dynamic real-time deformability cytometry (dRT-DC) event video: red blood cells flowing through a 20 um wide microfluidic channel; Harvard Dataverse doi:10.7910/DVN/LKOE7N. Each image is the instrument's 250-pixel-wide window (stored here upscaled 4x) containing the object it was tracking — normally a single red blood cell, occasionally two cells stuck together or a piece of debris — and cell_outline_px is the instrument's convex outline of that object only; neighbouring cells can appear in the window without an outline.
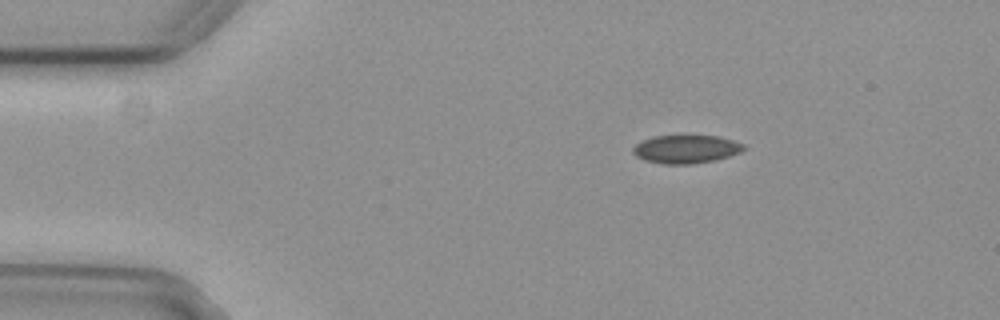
{"species": "common noctule bat (a hibernating species)", "species_latin": "Nyctalus noctula", "temperature_condition": "cold", "stored_images_in_passage": 48, "camera_frame_rate_fps": 3000, "um_per_image_px": 0.085, "animal": {"sex": "female", "body_mass_g": 29.2, "forearm_length_mm": 56.3}, "frame": {"image": 1, "passage_image": 2, "time_ms": 0.333, "image_size_px": [1000, 320], "cell_outline_px": [[748, 148], [740, 152], [728, 156], [712, 160], [692, 164], [664, 164], [644, 160], [636, 156], [632, 152], [632, 148], [636, 144], [652, 136], [720, 136], [744, 144]], "centroid_in_image_um": [58.31, 12.67], "position_along_channel_um": 26.7, "area_um2": 18.15}}
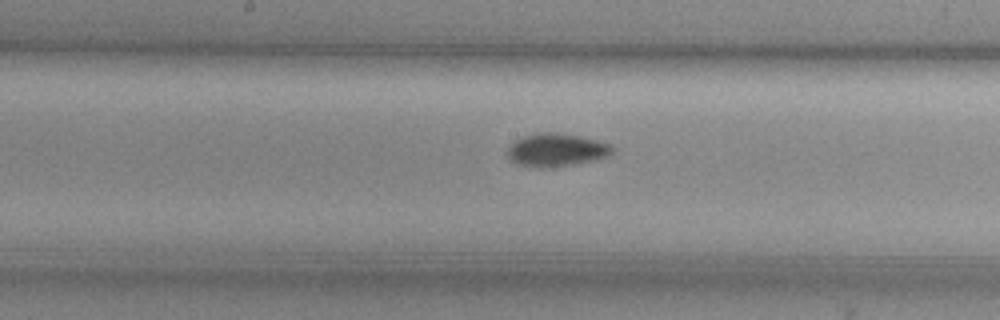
{"frame": {"image": 2, "passage_image": 21, "time_ms": 6.667, "image_size_px": [1000, 320], "cell_outline_px": [[616, 148], [608, 156], [592, 160], [568, 164], [520, 164], [512, 160], [508, 156], [508, 148], [516, 140], [524, 136], [536, 132], [556, 132], [580, 136], [612, 144]], "centroid_in_image_um": [47.36, 12.67], "position_along_channel_um": 200.8, "area_um2": 19.13}}
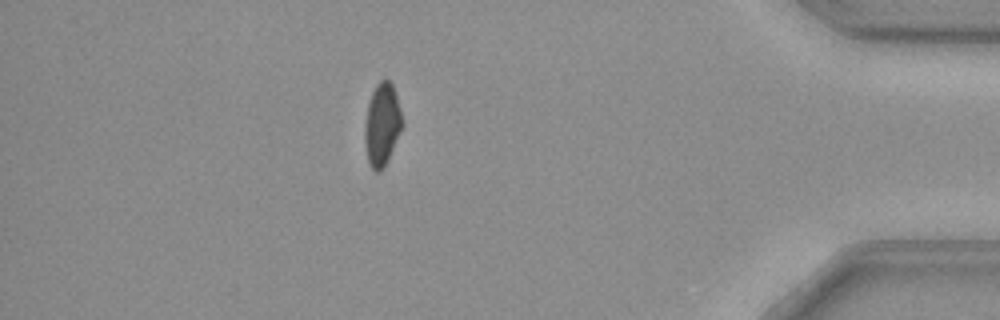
{"frame": {"image": 3, "passage_image": 41, "time_ms": 13.333, "image_size_px": [1000, 320], "cell_outline_px": [[404, 124], [384, 164], [376, 172], [372, 168], [368, 160], [364, 140], [364, 132], [368, 104], [372, 92], [376, 84], [384, 76], [392, 84], [400, 108]], "centroid_in_image_um": [32.47, 10.5], "position_along_channel_um": 402.7, "area_um2": 17.57}}